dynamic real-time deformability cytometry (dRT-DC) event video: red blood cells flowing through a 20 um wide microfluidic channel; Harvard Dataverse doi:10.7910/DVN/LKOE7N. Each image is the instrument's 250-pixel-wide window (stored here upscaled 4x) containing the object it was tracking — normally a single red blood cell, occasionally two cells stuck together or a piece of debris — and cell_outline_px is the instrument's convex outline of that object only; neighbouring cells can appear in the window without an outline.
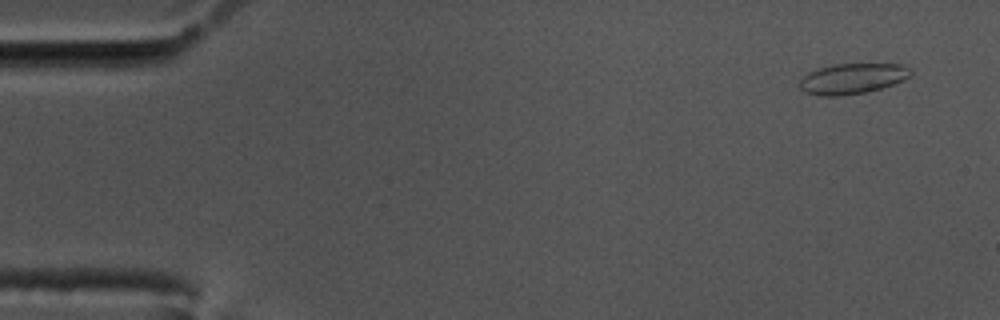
{"species": "common noctule bat (a hibernating species)", "species_latin": "Nyctalus noctula", "temperature_condition": "cold", "stored_images_in_passage": 57, "segment_of_instrument_passage": [1, 2], "camera_frame_rate_fps": 3000, "um_per_image_px": 0.085, "animal": {"sex": "male", "body_mass_g": 17.5, "forearm_length_mm": 52.3}, "frame": {"image": 1, "passage_image": 2, "time_ms": 0.333, "image_size_px": [1000, 320], "cell_outline_px": [[912, 76], [904, 80], [868, 92], [840, 96], [820, 96], [804, 92], [800, 88], [800, 80], [808, 72], [820, 68], [836, 64], [904, 64], [912, 72]], "centroid_in_image_um": [72.46, 6.69], "position_along_channel_um": 12.5, "area_um2": 19.77}}
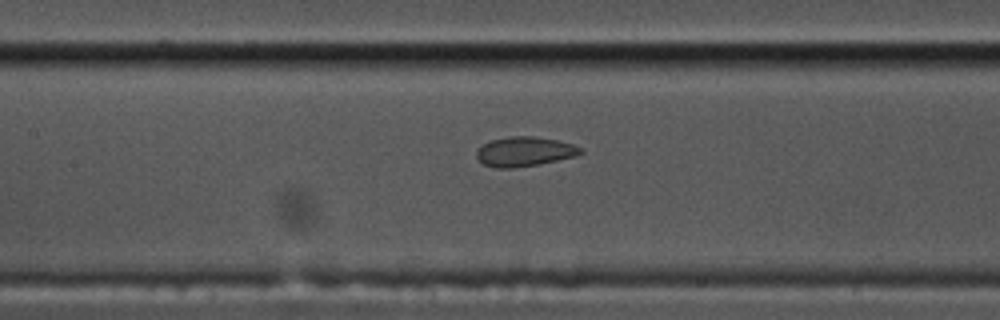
{"frame": {"image": 2, "passage_image": 25, "time_ms": 8.0, "image_size_px": [1000, 320], "cell_outline_px": [[584, 152], [576, 156], [536, 164], [512, 168], [496, 168], [484, 164], [476, 156], [476, 152], [484, 144], [492, 140], [512, 136], [536, 136], [556, 140], [572, 144], [580, 148]], "centroid_in_image_um": [44.59, 12.88], "position_along_channel_um": 162.8, "area_um2": 17.57}}
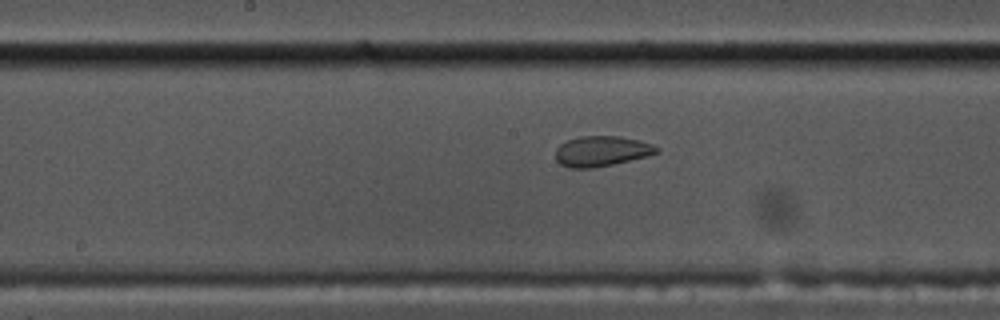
{"frame": {"image": 3, "passage_image": 28, "time_ms": 9.0, "image_size_px": [1000, 320], "cell_outline_px": [[660, 152], [612, 164], [592, 168], [568, 168], [560, 164], [556, 160], [556, 148], [560, 144], [568, 140], [580, 136], [620, 136], [640, 140], [652, 144], [660, 148]], "centroid_in_image_um": [51.12, 12.84], "position_along_channel_um": 197.1, "area_um2": 17.8}}